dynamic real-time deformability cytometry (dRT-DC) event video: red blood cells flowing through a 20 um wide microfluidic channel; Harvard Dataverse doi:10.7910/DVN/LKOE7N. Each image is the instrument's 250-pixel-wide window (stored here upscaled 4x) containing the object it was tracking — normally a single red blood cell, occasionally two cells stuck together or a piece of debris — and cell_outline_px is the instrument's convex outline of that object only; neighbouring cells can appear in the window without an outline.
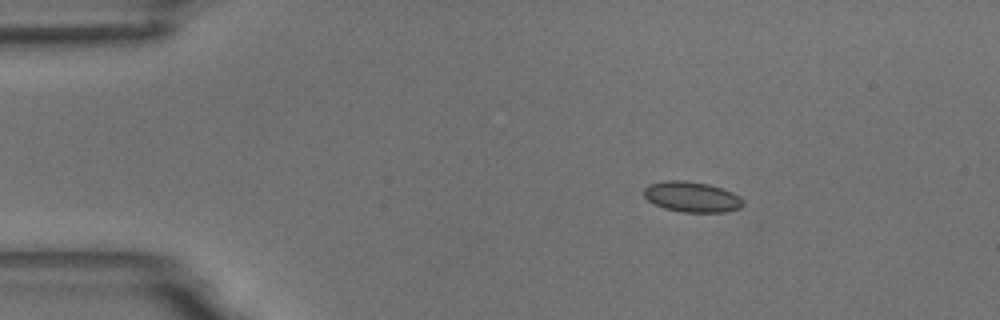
{"species": "common noctule bat (a hibernating species)", "species_latin": "Nyctalus noctula", "temperature_condition": "room temperature", "stored_images_in_passage": 2, "camera_frame_rate_fps": 3000, "um_per_image_px": 0.085, "animal": {"sex": "male", "body_mass_g": 18.8}, "frame": {"image": 1, "passage_image": 1, "time_ms": 0.0, "image_size_px": [1000, 320], "cell_outline_px": [[744, 204], [740, 208], [724, 212], [684, 212], [664, 208], [648, 200], [644, 196], [644, 188], [648, 184], [668, 180], [684, 180], [708, 184], [732, 192], [740, 196], [744, 200]], "centroid_in_image_um": [58.82, 16.73], "position_along_channel_um": 26.2, "area_um2": 17.57}}